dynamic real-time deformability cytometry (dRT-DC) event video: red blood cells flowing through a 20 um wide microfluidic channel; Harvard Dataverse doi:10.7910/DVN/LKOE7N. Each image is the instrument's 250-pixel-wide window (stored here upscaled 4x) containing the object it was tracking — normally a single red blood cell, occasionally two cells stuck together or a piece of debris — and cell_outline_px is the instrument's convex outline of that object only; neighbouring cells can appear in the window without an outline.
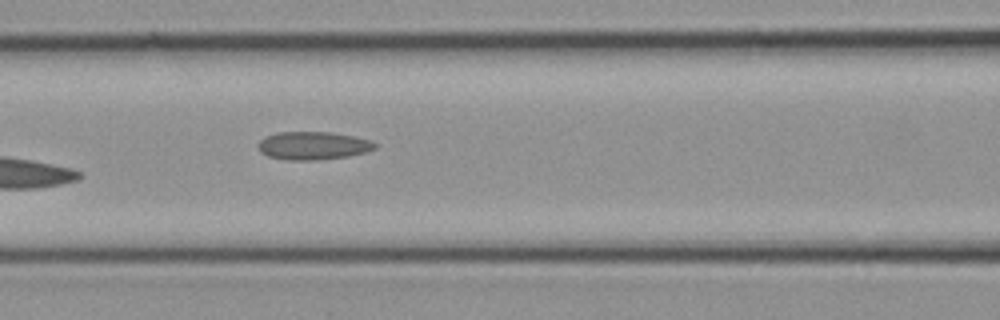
{"species": "common noctule bat (a hibernating species)", "species_latin": "Nyctalus noctula", "temperature_condition": "cold", "stored_images_in_passage": 13, "camera_frame_rate_fps": 3000, "um_per_image_px": 0.085, "animal": {"sex": "female", "body_mass_g": 21.9}, "frame": {"image": 1, "passage_image": 13, "time_ms": 4.0, "image_size_px": [1000, 320], "cell_outline_px": [[376, 148], [364, 152], [348, 156], [320, 160], [288, 160], [268, 156], [260, 152], [256, 144], [260, 140], [268, 136], [280, 132], [332, 132], [372, 140], [376, 144]], "centroid_in_image_um": [26.6, 12.38], "position_along_channel_um": 140.0, "area_um2": 19.07}}